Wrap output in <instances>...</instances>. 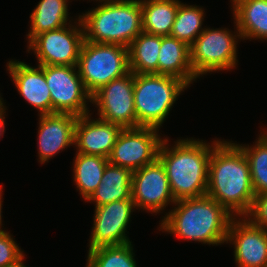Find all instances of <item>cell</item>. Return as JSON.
I'll return each instance as SVG.
<instances>
[{
  "instance_id": "cell-19",
  "label": "cell",
  "mask_w": 267,
  "mask_h": 267,
  "mask_svg": "<svg viewBox=\"0 0 267 267\" xmlns=\"http://www.w3.org/2000/svg\"><path fill=\"white\" fill-rule=\"evenodd\" d=\"M242 40L267 41V0H230Z\"/></svg>"
},
{
  "instance_id": "cell-14",
  "label": "cell",
  "mask_w": 267,
  "mask_h": 267,
  "mask_svg": "<svg viewBox=\"0 0 267 267\" xmlns=\"http://www.w3.org/2000/svg\"><path fill=\"white\" fill-rule=\"evenodd\" d=\"M234 247L236 267H267V230L246 217H234L229 225L226 244Z\"/></svg>"
},
{
  "instance_id": "cell-6",
  "label": "cell",
  "mask_w": 267,
  "mask_h": 267,
  "mask_svg": "<svg viewBox=\"0 0 267 267\" xmlns=\"http://www.w3.org/2000/svg\"><path fill=\"white\" fill-rule=\"evenodd\" d=\"M233 23L234 32L228 28L206 26L190 45V62L197 79L207 73L236 69L237 43L242 39L235 21Z\"/></svg>"
},
{
  "instance_id": "cell-26",
  "label": "cell",
  "mask_w": 267,
  "mask_h": 267,
  "mask_svg": "<svg viewBox=\"0 0 267 267\" xmlns=\"http://www.w3.org/2000/svg\"><path fill=\"white\" fill-rule=\"evenodd\" d=\"M253 145L236 144L245 153L255 195L267 192V133L261 131ZM255 143V144H254Z\"/></svg>"
},
{
  "instance_id": "cell-29",
  "label": "cell",
  "mask_w": 267,
  "mask_h": 267,
  "mask_svg": "<svg viewBox=\"0 0 267 267\" xmlns=\"http://www.w3.org/2000/svg\"><path fill=\"white\" fill-rule=\"evenodd\" d=\"M245 217L254 225L267 230V192L255 195L251 209Z\"/></svg>"
},
{
  "instance_id": "cell-12",
  "label": "cell",
  "mask_w": 267,
  "mask_h": 267,
  "mask_svg": "<svg viewBox=\"0 0 267 267\" xmlns=\"http://www.w3.org/2000/svg\"><path fill=\"white\" fill-rule=\"evenodd\" d=\"M131 189V199L139 211L157 215L163 213L166 206L168 208V205L173 206L176 202L170 190L164 165L158 158L133 172Z\"/></svg>"
},
{
  "instance_id": "cell-23",
  "label": "cell",
  "mask_w": 267,
  "mask_h": 267,
  "mask_svg": "<svg viewBox=\"0 0 267 267\" xmlns=\"http://www.w3.org/2000/svg\"><path fill=\"white\" fill-rule=\"evenodd\" d=\"M161 36L142 31L128 46L129 70L135 74H158Z\"/></svg>"
},
{
  "instance_id": "cell-20",
  "label": "cell",
  "mask_w": 267,
  "mask_h": 267,
  "mask_svg": "<svg viewBox=\"0 0 267 267\" xmlns=\"http://www.w3.org/2000/svg\"><path fill=\"white\" fill-rule=\"evenodd\" d=\"M133 172L127 168L108 162L101 183L85 202L95 203V207L113 201L131 199Z\"/></svg>"
},
{
  "instance_id": "cell-4",
  "label": "cell",
  "mask_w": 267,
  "mask_h": 267,
  "mask_svg": "<svg viewBox=\"0 0 267 267\" xmlns=\"http://www.w3.org/2000/svg\"><path fill=\"white\" fill-rule=\"evenodd\" d=\"M78 15L86 41L128 47L143 31L141 0L100 2Z\"/></svg>"
},
{
  "instance_id": "cell-15",
  "label": "cell",
  "mask_w": 267,
  "mask_h": 267,
  "mask_svg": "<svg viewBox=\"0 0 267 267\" xmlns=\"http://www.w3.org/2000/svg\"><path fill=\"white\" fill-rule=\"evenodd\" d=\"M38 162L45 164L67 147L74 146L75 126L78 116L71 113L39 115ZM66 148V149H65Z\"/></svg>"
},
{
  "instance_id": "cell-21",
  "label": "cell",
  "mask_w": 267,
  "mask_h": 267,
  "mask_svg": "<svg viewBox=\"0 0 267 267\" xmlns=\"http://www.w3.org/2000/svg\"><path fill=\"white\" fill-rule=\"evenodd\" d=\"M70 0H40L30 14V30L26 35L27 43H29L36 35L60 29L70 23L74 18L70 20L69 17V3ZM69 20V22H68Z\"/></svg>"
},
{
  "instance_id": "cell-22",
  "label": "cell",
  "mask_w": 267,
  "mask_h": 267,
  "mask_svg": "<svg viewBox=\"0 0 267 267\" xmlns=\"http://www.w3.org/2000/svg\"><path fill=\"white\" fill-rule=\"evenodd\" d=\"M180 0H141L143 31L168 36L176 19Z\"/></svg>"
},
{
  "instance_id": "cell-25",
  "label": "cell",
  "mask_w": 267,
  "mask_h": 267,
  "mask_svg": "<svg viewBox=\"0 0 267 267\" xmlns=\"http://www.w3.org/2000/svg\"><path fill=\"white\" fill-rule=\"evenodd\" d=\"M205 9L180 2L170 36L191 45L206 27H202Z\"/></svg>"
},
{
  "instance_id": "cell-16",
  "label": "cell",
  "mask_w": 267,
  "mask_h": 267,
  "mask_svg": "<svg viewBox=\"0 0 267 267\" xmlns=\"http://www.w3.org/2000/svg\"><path fill=\"white\" fill-rule=\"evenodd\" d=\"M91 115L92 112L78 116L74 138L76 152L109 158L123 127L100 118L94 119Z\"/></svg>"
},
{
  "instance_id": "cell-3",
  "label": "cell",
  "mask_w": 267,
  "mask_h": 267,
  "mask_svg": "<svg viewBox=\"0 0 267 267\" xmlns=\"http://www.w3.org/2000/svg\"><path fill=\"white\" fill-rule=\"evenodd\" d=\"M171 208L161 217L159 231L209 246L226 244L234 216L215 199L208 195L182 199Z\"/></svg>"
},
{
  "instance_id": "cell-24",
  "label": "cell",
  "mask_w": 267,
  "mask_h": 267,
  "mask_svg": "<svg viewBox=\"0 0 267 267\" xmlns=\"http://www.w3.org/2000/svg\"><path fill=\"white\" fill-rule=\"evenodd\" d=\"M108 158L77 153L73 161V181L83 200H87L101 183Z\"/></svg>"
},
{
  "instance_id": "cell-33",
  "label": "cell",
  "mask_w": 267,
  "mask_h": 267,
  "mask_svg": "<svg viewBox=\"0 0 267 267\" xmlns=\"http://www.w3.org/2000/svg\"><path fill=\"white\" fill-rule=\"evenodd\" d=\"M90 1V0H89ZM91 1H94V0H91ZM97 3H100V2H107V1H124V0H95Z\"/></svg>"
},
{
  "instance_id": "cell-32",
  "label": "cell",
  "mask_w": 267,
  "mask_h": 267,
  "mask_svg": "<svg viewBox=\"0 0 267 267\" xmlns=\"http://www.w3.org/2000/svg\"><path fill=\"white\" fill-rule=\"evenodd\" d=\"M24 258L18 263V264H16V265H14L13 267H27L26 265H25V263H24Z\"/></svg>"
},
{
  "instance_id": "cell-13",
  "label": "cell",
  "mask_w": 267,
  "mask_h": 267,
  "mask_svg": "<svg viewBox=\"0 0 267 267\" xmlns=\"http://www.w3.org/2000/svg\"><path fill=\"white\" fill-rule=\"evenodd\" d=\"M134 211L136 208L132 199L95 207L88 250L132 242L127 235V229Z\"/></svg>"
},
{
  "instance_id": "cell-2",
  "label": "cell",
  "mask_w": 267,
  "mask_h": 267,
  "mask_svg": "<svg viewBox=\"0 0 267 267\" xmlns=\"http://www.w3.org/2000/svg\"><path fill=\"white\" fill-rule=\"evenodd\" d=\"M220 141L215 138L210 145L204 140L182 138L171 146L169 137H163L158 159L164 165L175 201L206 195L210 157Z\"/></svg>"
},
{
  "instance_id": "cell-7",
  "label": "cell",
  "mask_w": 267,
  "mask_h": 267,
  "mask_svg": "<svg viewBox=\"0 0 267 267\" xmlns=\"http://www.w3.org/2000/svg\"><path fill=\"white\" fill-rule=\"evenodd\" d=\"M77 69L87 92L92 96L104 85L130 72L128 47L85 40Z\"/></svg>"
},
{
  "instance_id": "cell-10",
  "label": "cell",
  "mask_w": 267,
  "mask_h": 267,
  "mask_svg": "<svg viewBox=\"0 0 267 267\" xmlns=\"http://www.w3.org/2000/svg\"><path fill=\"white\" fill-rule=\"evenodd\" d=\"M159 129L151 127L123 128L109 162L134 172L153 163L158 158V151L163 141Z\"/></svg>"
},
{
  "instance_id": "cell-27",
  "label": "cell",
  "mask_w": 267,
  "mask_h": 267,
  "mask_svg": "<svg viewBox=\"0 0 267 267\" xmlns=\"http://www.w3.org/2000/svg\"><path fill=\"white\" fill-rule=\"evenodd\" d=\"M132 242L87 250L86 267H137Z\"/></svg>"
},
{
  "instance_id": "cell-28",
  "label": "cell",
  "mask_w": 267,
  "mask_h": 267,
  "mask_svg": "<svg viewBox=\"0 0 267 267\" xmlns=\"http://www.w3.org/2000/svg\"><path fill=\"white\" fill-rule=\"evenodd\" d=\"M14 239L9 231L0 233V267H13L25 257Z\"/></svg>"
},
{
  "instance_id": "cell-11",
  "label": "cell",
  "mask_w": 267,
  "mask_h": 267,
  "mask_svg": "<svg viewBox=\"0 0 267 267\" xmlns=\"http://www.w3.org/2000/svg\"><path fill=\"white\" fill-rule=\"evenodd\" d=\"M98 118L123 128H136L134 73L112 80L91 96Z\"/></svg>"
},
{
  "instance_id": "cell-8",
  "label": "cell",
  "mask_w": 267,
  "mask_h": 267,
  "mask_svg": "<svg viewBox=\"0 0 267 267\" xmlns=\"http://www.w3.org/2000/svg\"><path fill=\"white\" fill-rule=\"evenodd\" d=\"M84 41L83 26L77 16L74 23L36 35L27 44V51L36 55L39 66H77Z\"/></svg>"
},
{
  "instance_id": "cell-17",
  "label": "cell",
  "mask_w": 267,
  "mask_h": 267,
  "mask_svg": "<svg viewBox=\"0 0 267 267\" xmlns=\"http://www.w3.org/2000/svg\"><path fill=\"white\" fill-rule=\"evenodd\" d=\"M6 69L18 93L39 115L52 114L50 90L44 74V66L33 67L25 62L9 60Z\"/></svg>"
},
{
  "instance_id": "cell-1",
  "label": "cell",
  "mask_w": 267,
  "mask_h": 267,
  "mask_svg": "<svg viewBox=\"0 0 267 267\" xmlns=\"http://www.w3.org/2000/svg\"><path fill=\"white\" fill-rule=\"evenodd\" d=\"M206 195L234 217H245L255 193L250 165L243 150L232 140L222 139L212 150Z\"/></svg>"
},
{
  "instance_id": "cell-30",
  "label": "cell",
  "mask_w": 267,
  "mask_h": 267,
  "mask_svg": "<svg viewBox=\"0 0 267 267\" xmlns=\"http://www.w3.org/2000/svg\"><path fill=\"white\" fill-rule=\"evenodd\" d=\"M3 98L0 100V139L4 136L5 133V118L7 107L4 104Z\"/></svg>"
},
{
  "instance_id": "cell-5",
  "label": "cell",
  "mask_w": 267,
  "mask_h": 267,
  "mask_svg": "<svg viewBox=\"0 0 267 267\" xmlns=\"http://www.w3.org/2000/svg\"><path fill=\"white\" fill-rule=\"evenodd\" d=\"M187 88L189 86L176 77L134 73L136 128L151 127L160 130L174 103Z\"/></svg>"
},
{
  "instance_id": "cell-9",
  "label": "cell",
  "mask_w": 267,
  "mask_h": 267,
  "mask_svg": "<svg viewBox=\"0 0 267 267\" xmlns=\"http://www.w3.org/2000/svg\"><path fill=\"white\" fill-rule=\"evenodd\" d=\"M44 74L50 90L52 114L71 113L82 116L90 113L91 95L79 76L77 66L46 65Z\"/></svg>"
},
{
  "instance_id": "cell-18",
  "label": "cell",
  "mask_w": 267,
  "mask_h": 267,
  "mask_svg": "<svg viewBox=\"0 0 267 267\" xmlns=\"http://www.w3.org/2000/svg\"><path fill=\"white\" fill-rule=\"evenodd\" d=\"M158 74L176 77L190 87L197 80L190 62V46L170 35L161 36Z\"/></svg>"
},
{
  "instance_id": "cell-31",
  "label": "cell",
  "mask_w": 267,
  "mask_h": 267,
  "mask_svg": "<svg viewBox=\"0 0 267 267\" xmlns=\"http://www.w3.org/2000/svg\"><path fill=\"white\" fill-rule=\"evenodd\" d=\"M2 193H3L2 185H0V233L6 231V230H3V228H2V227H4L3 224H2V203H3V199H2L3 195H2Z\"/></svg>"
}]
</instances>
